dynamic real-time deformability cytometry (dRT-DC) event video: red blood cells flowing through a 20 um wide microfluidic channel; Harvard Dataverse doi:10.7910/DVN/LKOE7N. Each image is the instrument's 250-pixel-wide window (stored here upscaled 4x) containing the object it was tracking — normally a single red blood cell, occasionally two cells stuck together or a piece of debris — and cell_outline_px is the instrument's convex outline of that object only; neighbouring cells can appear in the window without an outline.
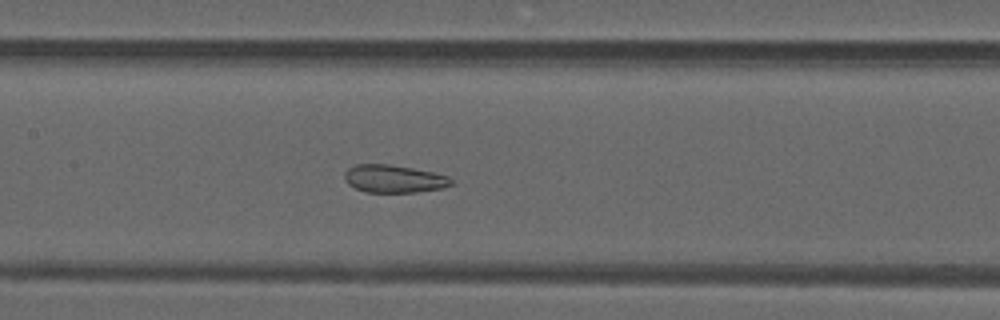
{"species": "common noctule bat (a hibernating species)", "species_latin": "Nyctalus noctula", "temperature_condition": "warm", "stored_images_in_passage": 34, "camera_frame_rate_fps": 3000, "um_per_image_px": 0.085, "animal": {"sex": "male", "forearm_length_mm": 52.5}, "frame": {"image": 1, "passage_image": 9, "time_ms": 2.667, "image_size_px": [1000, 320], "cell_outline_px": [[452, 184], [440, 188], [416, 192], [368, 192], [356, 188], [348, 184], [344, 180], [344, 172], [348, 168], [356, 164], [388, 164], [412, 168], [432, 172], [448, 176], [452, 180]], "centroid_in_image_um": [33.44, 15.19], "position_along_channel_um": 174.0, "area_um2": 17.11}}
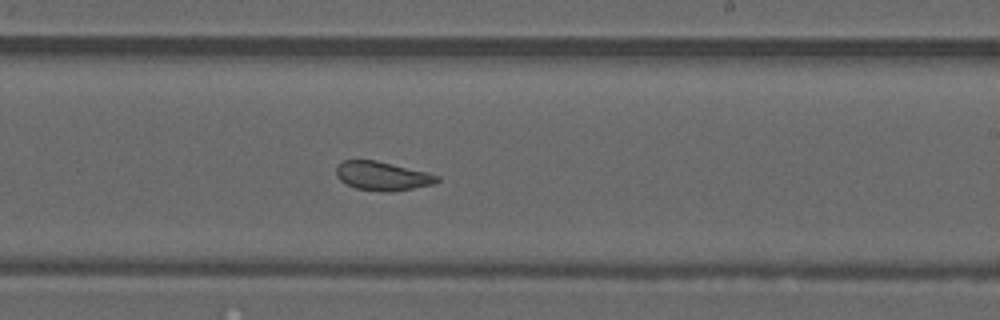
{"frame": {"image": 2, "passage_image": 15, "time_ms": 4.667, "image_size_px": [1000, 320], "cell_outline_px": [[440, 180], [436, 184], [392, 192], [388, 192], [356, 188], [344, 184], [336, 176], [336, 168], [344, 160], [376, 160], [428, 172], [440, 176]], "centroid_in_image_um": [32.54, 14.96], "position_along_channel_um": 256.5, "area_um2": 17.11}}
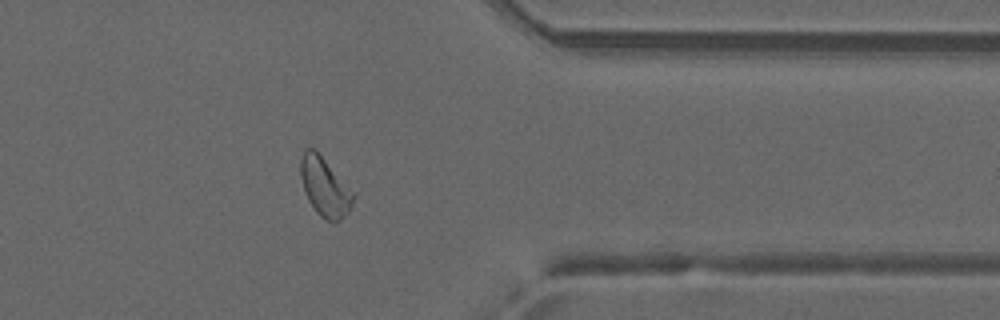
{"frame": {"image": 3, "passage_image": 25, "time_ms": 8.0, "image_size_px": [1000, 320], "cell_outline_px": [[356, 196], [348, 212], [340, 220], [332, 224], [324, 220], [316, 212], [308, 200], [300, 176], [300, 156], [304, 148], [312, 148], [324, 160]], "centroid_in_image_um": [27.58, 15.94], "position_along_channel_um": 383.8, "area_um2": 17.74}, "authors_computed_cell_mechanics": {"area_um2": 17.8024, "velocity_mm_per_s": 4.1715, "shape_relaxation_time_tau1_ms": null, "shape_relaxation_time_tau2_ms": 1.4817, "deformation_change_tau1": null, "deformation_change_tau2": 0.08}}